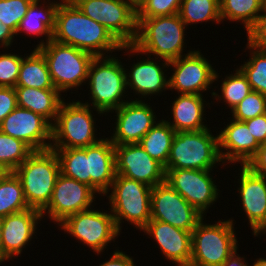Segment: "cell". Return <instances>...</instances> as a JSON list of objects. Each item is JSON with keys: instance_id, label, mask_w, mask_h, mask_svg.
<instances>
[{"instance_id": "cell-41", "label": "cell", "mask_w": 266, "mask_h": 266, "mask_svg": "<svg viewBox=\"0 0 266 266\" xmlns=\"http://www.w3.org/2000/svg\"><path fill=\"white\" fill-rule=\"evenodd\" d=\"M17 107L15 88L0 87V123Z\"/></svg>"}, {"instance_id": "cell-23", "label": "cell", "mask_w": 266, "mask_h": 266, "mask_svg": "<svg viewBox=\"0 0 266 266\" xmlns=\"http://www.w3.org/2000/svg\"><path fill=\"white\" fill-rule=\"evenodd\" d=\"M228 119H231L230 122L217 133L221 160L225 166L236 163L246 166L256 154L260 144L244 122L230 117Z\"/></svg>"}, {"instance_id": "cell-33", "label": "cell", "mask_w": 266, "mask_h": 266, "mask_svg": "<svg viewBox=\"0 0 266 266\" xmlns=\"http://www.w3.org/2000/svg\"><path fill=\"white\" fill-rule=\"evenodd\" d=\"M178 14L186 26L208 21L222 23L220 0H182Z\"/></svg>"}, {"instance_id": "cell-35", "label": "cell", "mask_w": 266, "mask_h": 266, "mask_svg": "<svg viewBox=\"0 0 266 266\" xmlns=\"http://www.w3.org/2000/svg\"><path fill=\"white\" fill-rule=\"evenodd\" d=\"M225 78L221 80L220 92L212 90L213 100L215 98L219 103H224L230 111L238 105L251 91L252 88L247 81L246 76L239 68H236L235 73L224 75ZM214 91V92H213Z\"/></svg>"}, {"instance_id": "cell-27", "label": "cell", "mask_w": 266, "mask_h": 266, "mask_svg": "<svg viewBox=\"0 0 266 266\" xmlns=\"http://www.w3.org/2000/svg\"><path fill=\"white\" fill-rule=\"evenodd\" d=\"M17 106L44 117L51 125L65 97L57 89L16 86Z\"/></svg>"}, {"instance_id": "cell-15", "label": "cell", "mask_w": 266, "mask_h": 266, "mask_svg": "<svg viewBox=\"0 0 266 266\" xmlns=\"http://www.w3.org/2000/svg\"><path fill=\"white\" fill-rule=\"evenodd\" d=\"M203 218L204 215L166 181L152 187L151 220H158L192 232Z\"/></svg>"}, {"instance_id": "cell-43", "label": "cell", "mask_w": 266, "mask_h": 266, "mask_svg": "<svg viewBox=\"0 0 266 266\" xmlns=\"http://www.w3.org/2000/svg\"><path fill=\"white\" fill-rule=\"evenodd\" d=\"M259 144L266 143V113L244 121Z\"/></svg>"}, {"instance_id": "cell-34", "label": "cell", "mask_w": 266, "mask_h": 266, "mask_svg": "<svg viewBox=\"0 0 266 266\" xmlns=\"http://www.w3.org/2000/svg\"><path fill=\"white\" fill-rule=\"evenodd\" d=\"M246 49L249 50V60L239 65V69L246 76L252 91L266 96V48L253 45L247 40Z\"/></svg>"}, {"instance_id": "cell-32", "label": "cell", "mask_w": 266, "mask_h": 266, "mask_svg": "<svg viewBox=\"0 0 266 266\" xmlns=\"http://www.w3.org/2000/svg\"><path fill=\"white\" fill-rule=\"evenodd\" d=\"M60 163V173L90 186L87 147L52 149Z\"/></svg>"}, {"instance_id": "cell-53", "label": "cell", "mask_w": 266, "mask_h": 266, "mask_svg": "<svg viewBox=\"0 0 266 266\" xmlns=\"http://www.w3.org/2000/svg\"><path fill=\"white\" fill-rule=\"evenodd\" d=\"M262 235L266 236V229L260 234L259 237L261 238Z\"/></svg>"}, {"instance_id": "cell-40", "label": "cell", "mask_w": 266, "mask_h": 266, "mask_svg": "<svg viewBox=\"0 0 266 266\" xmlns=\"http://www.w3.org/2000/svg\"><path fill=\"white\" fill-rule=\"evenodd\" d=\"M182 0H144L137 9V18L170 16L179 12Z\"/></svg>"}, {"instance_id": "cell-31", "label": "cell", "mask_w": 266, "mask_h": 266, "mask_svg": "<svg viewBox=\"0 0 266 266\" xmlns=\"http://www.w3.org/2000/svg\"><path fill=\"white\" fill-rule=\"evenodd\" d=\"M23 187L13 171L0 176V218L29 209Z\"/></svg>"}, {"instance_id": "cell-16", "label": "cell", "mask_w": 266, "mask_h": 266, "mask_svg": "<svg viewBox=\"0 0 266 266\" xmlns=\"http://www.w3.org/2000/svg\"><path fill=\"white\" fill-rule=\"evenodd\" d=\"M150 104L145 100H129L110 112L116 117L112 124L113 133L109 136L114 145L139 143L155 125L159 119L152 108L153 105L150 106Z\"/></svg>"}, {"instance_id": "cell-36", "label": "cell", "mask_w": 266, "mask_h": 266, "mask_svg": "<svg viewBox=\"0 0 266 266\" xmlns=\"http://www.w3.org/2000/svg\"><path fill=\"white\" fill-rule=\"evenodd\" d=\"M34 151L24 142L0 131V168L14 171Z\"/></svg>"}, {"instance_id": "cell-52", "label": "cell", "mask_w": 266, "mask_h": 266, "mask_svg": "<svg viewBox=\"0 0 266 266\" xmlns=\"http://www.w3.org/2000/svg\"><path fill=\"white\" fill-rule=\"evenodd\" d=\"M266 14V0L263 1V13Z\"/></svg>"}, {"instance_id": "cell-24", "label": "cell", "mask_w": 266, "mask_h": 266, "mask_svg": "<svg viewBox=\"0 0 266 266\" xmlns=\"http://www.w3.org/2000/svg\"><path fill=\"white\" fill-rule=\"evenodd\" d=\"M97 143L87 146L90 187L104 196L110 191L116 176L115 149L109 137L101 136ZM104 137V138H103Z\"/></svg>"}, {"instance_id": "cell-29", "label": "cell", "mask_w": 266, "mask_h": 266, "mask_svg": "<svg viewBox=\"0 0 266 266\" xmlns=\"http://www.w3.org/2000/svg\"><path fill=\"white\" fill-rule=\"evenodd\" d=\"M264 0H220L221 21L243 24L246 34L256 26L263 13Z\"/></svg>"}, {"instance_id": "cell-8", "label": "cell", "mask_w": 266, "mask_h": 266, "mask_svg": "<svg viewBox=\"0 0 266 266\" xmlns=\"http://www.w3.org/2000/svg\"><path fill=\"white\" fill-rule=\"evenodd\" d=\"M45 57L52 83L60 93L82 89L94 55L54 40L38 49Z\"/></svg>"}, {"instance_id": "cell-42", "label": "cell", "mask_w": 266, "mask_h": 266, "mask_svg": "<svg viewBox=\"0 0 266 266\" xmlns=\"http://www.w3.org/2000/svg\"><path fill=\"white\" fill-rule=\"evenodd\" d=\"M247 40L257 47L266 48V14H261L256 26L248 33Z\"/></svg>"}, {"instance_id": "cell-9", "label": "cell", "mask_w": 266, "mask_h": 266, "mask_svg": "<svg viewBox=\"0 0 266 266\" xmlns=\"http://www.w3.org/2000/svg\"><path fill=\"white\" fill-rule=\"evenodd\" d=\"M206 223L204 218L192 234V255L190 266H221L238 248L234 219Z\"/></svg>"}, {"instance_id": "cell-25", "label": "cell", "mask_w": 266, "mask_h": 266, "mask_svg": "<svg viewBox=\"0 0 266 266\" xmlns=\"http://www.w3.org/2000/svg\"><path fill=\"white\" fill-rule=\"evenodd\" d=\"M171 110V117L168 120H165L176 132L179 131H201L206 128H209L205 124L206 111L205 108L211 109L210 104L217 103L215 101L206 102L204 95L196 94H178L175 95ZM214 102V103H212ZM208 105V107H207ZM170 120V121H169ZM205 120V121H204Z\"/></svg>"}, {"instance_id": "cell-6", "label": "cell", "mask_w": 266, "mask_h": 266, "mask_svg": "<svg viewBox=\"0 0 266 266\" xmlns=\"http://www.w3.org/2000/svg\"><path fill=\"white\" fill-rule=\"evenodd\" d=\"M206 128L201 131L176 132L164 169L211 170L224 168L219 154L218 134Z\"/></svg>"}, {"instance_id": "cell-21", "label": "cell", "mask_w": 266, "mask_h": 266, "mask_svg": "<svg viewBox=\"0 0 266 266\" xmlns=\"http://www.w3.org/2000/svg\"><path fill=\"white\" fill-rule=\"evenodd\" d=\"M148 238L156 241L167 261L176 266L190 265L192 255V234L189 231L174 227L158 220H150L141 230Z\"/></svg>"}, {"instance_id": "cell-5", "label": "cell", "mask_w": 266, "mask_h": 266, "mask_svg": "<svg viewBox=\"0 0 266 266\" xmlns=\"http://www.w3.org/2000/svg\"><path fill=\"white\" fill-rule=\"evenodd\" d=\"M110 190L103 197L108 198V206L111 207L108 210L118 230L121 232L122 223L127 221V224L141 231L151 220L152 187L116 174Z\"/></svg>"}, {"instance_id": "cell-49", "label": "cell", "mask_w": 266, "mask_h": 266, "mask_svg": "<svg viewBox=\"0 0 266 266\" xmlns=\"http://www.w3.org/2000/svg\"><path fill=\"white\" fill-rule=\"evenodd\" d=\"M255 262L253 263L252 266H266V258H257L256 260H254Z\"/></svg>"}, {"instance_id": "cell-11", "label": "cell", "mask_w": 266, "mask_h": 266, "mask_svg": "<svg viewBox=\"0 0 266 266\" xmlns=\"http://www.w3.org/2000/svg\"><path fill=\"white\" fill-rule=\"evenodd\" d=\"M88 17L103 25L122 44L137 37V9L131 0H70Z\"/></svg>"}, {"instance_id": "cell-30", "label": "cell", "mask_w": 266, "mask_h": 266, "mask_svg": "<svg viewBox=\"0 0 266 266\" xmlns=\"http://www.w3.org/2000/svg\"><path fill=\"white\" fill-rule=\"evenodd\" d=\"M175 134L176 131L161 118L143 136L139 144L154 160L165 168Z\"/></svg>"}, {"instance_id": "cell-14", "label": "cell", "mask_w": 266, "mask_h": 266, "mask_svg": "<svg viewBox=\"0 0 266 266\" xmlns=\"http://www.w3.org/2000/svg\"><path fill=\"white\" fill-rule=\"evenodd\" d=\"M97 196L90 186L60 173L50 202L41 213L44 220L46 216L54 224L59 225L67 217L95 207L93 205L97 204L95 203Z\"/></svg>"}, {"instance_id": "cell-26", "label": "cell", "mask_w": 266, "mask_h": 266, "mask_svg": "<svg viewBox=\"0 0 266 266\" xmlns=\"http://www.w3.org/2000/svg\"><path fill=\"white\" fill-rule=\"evenodd\" d=\"M59 3L60 0H33L28 12L21 19L15 37L21 33H26L28 36L34 35L36 38L44 36L45 41L43 38L40 39L39 44L34 49H39L51 41L53 39V31L55 30L56 12Z\"/></svg>"}, {"instance_id": "cell-50", "label": "cell", "mask_w": 266, "mask_h": 266, "mask_svg": "<svg viewBox=\"0 0 266 266\" xmlns=\"http://www.w3.org/2000/svg\"><path fill=\"white\" fill-rule=\"evenodd\" d=\"M133 5L137 8L144 0H131Z\"/></svg>"}, {"instance_id": "cell-2", "label": "cell", "mask_w": 266, "mask_h": 266, "mask_svg": "<svg viewBox=\"0 0 266 266\" xmlns=\"http://www.w3.org/2000/svg\"><path fill=\"white\" fill-rule=\"evenodd\" d=\"M189 29L179 14L137 18V37L133 44L123 45L121 51L134 57L135 55L156 56L168 62L186 55L187 48L185 30ZM186 46V47H185ZM134 55V56H133Z\"/></svg>"}, {"instance_id": "cell-47", "label": "cell", "mask_w": 266, "mask_h": 266, "mask_svg": "<svg viewBox=\"0 0 266 266\" xmlns=\"http://www.w3.org/2000/svg\"><path fill=\"white\" fill-rule=\"evenodd\" d=\"M238 249L235 250L221 266H251L245 259V256H239Z\"/></svg>"}, {"instance_id": "cell-3", "label": "cell", "mask_w": 266, "mask_h": 266, "mask_svg": "<svg viewBox=\"0 0 266 266\" xmlns=\"http://www.w3.org/2000/svg\"><path fill=\"white\" fill-rule=\"evenodd\" d=\"M123 65L125 64L115 55L94 57L86 82L87 88L90 89L88 95L91 102L87 100L83 103L107 116L111 111L128 102L131 98L127 95L126 73Z\"/></svg>"}, {"instance_id": "cell-22", "label": "cell", "mask_w": 266, "mask_h": 266, "mask_svg": "<svg viewBox=\"0 0 266 266\" xmlns=\"http://www.w3.org/2000/svg\"><path fill=\"white\" fill-rule=\"evenodd\" d=\"M43 219L41 211L35 208L10 214L1 218L2 239L1 246L10 259L21 256L24 249L37 234V227ZM39 221V222H38Z\"/></svg>"}, {"instance_id": "cell-7", "label": "cell", "mask_w": 266, "mask_h": 266, "mask_svg": "<svg viewBox=\"0 0 266 266\" xmlns=\"http://www.w3.org/2000/svg\"><path fill=\"white\" fill-rule=\"evenodd\" d=\"M13 172L21 182L28 206L42 211L50 202L60 175V163L55 151H34Z\"/></svg>"}, {"instance_id": "cell-45", "label": "cell", "mask_w": 266, "mask_h": 266, "mask_svg": "<svg viewBox=\"0 0 266 266\" xmlns=\"http://www.w3.org/2000/svg\"><path fill=\"white\" fill-rule=\"evenodd\" d=\"M98 266V265H97ZM99 266H136L133 256L127 255L118 248L112 253L111 257Z\"/></svg>"}, {"instance_id": "cell-37", "label": "cell", "mask_w": 266, "mask_h": 266, "mask_svg": "<svg viewBox=\"0 0 266 266\" xmlns=\"http://www.w3.org/2000/svg\"><path fill=\"white\" fill-rule=\"evenodd\" d=\"M232 119L244 122L266 113V96L251 91L231 112Z\"/></svg>"}, {"instance_id": "cell-1", "label": "cell", "mask_w": 266, "mask_h": 266, "mask_svg": "<svg viewBox=\"0 0 266 266\" xmlns=\"http://www.w3.org/2000/svg\"><path fill=\"white\" fill-rule=\"evenodd\" d=\"M97 56L114 55L123 46L103 25L85 15L70 1H60L53 39ZM107 53V54H106Z\"/></svg>"}, {"instance_id": "cell-39", "label": "cell", "mask_w": 266, "mask_h": 266, "mask_svg": "<svg viewBox=\"0 0 266 266\" xmlns=\"http://www.w3.org/2000/svg\"><path fill=\"white\" fill-rule=\"evenodd\" d=\"M5 52V53H4ZM26 54L0 51V87L15 88L22 59Z\"/></svg>"}, {"instance_id": "cell-19", "label": "cell", "mask_w": 266, "mask_h": 266, "mask_svg": "<svg viewBox=\"0 0 266 266\" xmlns=\"http://www.w3.org/2000/svg\"><path fill=\"white\" fill-rule=\"evenodd\" d=\"M51 126L41 115L17 106L0 123V131L42 151L51 147Z\"/></svg>"}, {"instance_id": "cell-20", "label": "cell", "mask_w": 266, "mask_h": 266, "mask_svg": "<svg viewBox=\"0 0 266 266\" xmlns=\"http://www.w3.org/2000/svg\"><path fill=\"white\" fill-rule=\"evenodd\" d=\"M236 176L239 204L242 205L252 235L258 237L266 229V177L253 173L247 166H241Z\"/></svg>"}, {"instance_id": "cell-54", "label": "cell", "mask_w": 266, "mask_h": 266, "mask_svg": "<svg viewBox=\"0 0 266 266\" xmlns=\"http://www.w3.org/2000/svg\"><path fill=\"white\" fill-rule=\"evenodd\" d=\"M5 171L0 168V176L4 173Z\"/></svg>"}, {"instance_id": "cell-13", "label": "cell", "mask_w": 266, "mask_h": 266, "mask_svg": "<svg viewBox=\"0 0 266 266\" xmlns=\"http://www.w3.org/2000/svg\"><path fill=\"white\" fill-rule=\"evenodd\" d=\"M212 171V169H165V181L205 216L209 207L212 208L221 197L220 186L216 185V180L211 175Z\"/></svg>"}, {"instance_id": "cell-51", "label": "cell", "mask_w": 266, "mask_h": 266, "mask_svg": "<svg viewBox=\"0 0 266 266\" xmlns=\"http://www.w3.org/2000/svg\"><path fill=\"white\" fill-rule=\"evenodd\" d=\"M1 239H2V222L0 218V244H1Z\"/></svg>"}, {"instance_id": "cell-46", "label": "cell", "mask_w": 266, "mask_h": 266, "mask_svg": "<svg viewBox=\"0 0 266 266\" xmlns=\"http://www.w3.org/2000/svg\"><path fill=\"white\" fill-rule=\"evenodd\" d=\"M16 40L15 33L5 24L0 21V48L7 49L13 46Z\"/></svg>"}, {"instance_id": "cell-10", "label": "cell", "mask_w": 266, "mask_h": 266, "mask_svg": "<svg viewBox=\"0 0 266 266\" xmlns=\"http://www.w3.org/2000/svg\"><path fill=\"white\" fill-rule=\"evenodd\" d=\"M93 208L67 217L57 227L64 230V234L71 235L78 243H83L84 246L93 250L92 252L100 255L107 249L108 244L115 242L121 233L111 211Z\"/></svg>"}, {"instance_id": "cell-18", "label": "cell", "mask_w": 266, "mask_h": 266, "mask_svg": "<svg viewBox=\"0 0 266 266\" xmlns=\"http://www.w3.org/2000/svg\"><path fill=\"white\" fill-rule=\"evenodd\" d=\"M116 174L147 184L165 182L164 167L154 160L139 143L114 145Z\"/></svg>"}, {"instance_id": "cell-17", "label": "cell", "mask_w": 266, "mask_h": 266, "mask_svg": "<svg viewBox=\"0 0 266 266\" xmlns=\"http://www.w3.org/2000/svg\"><path fill=\"white\" fill-rule=\"evenodd\" d=\"M145 57L147 58L139 57L140 60L137 59L136 63L133 62L132 66H128L130 70L125 68L127 89L133 90L128 92V95L130 93H133V96L138 95V98L135 96V99L131 100H143V97L147 100L148 97L151 101L154 95V97L158 94L162 96L163 92L169 91L170 72H166L169 71V62L156 57L151 58L149 55Z\"/></svg>"}, {"instance_id": "cell-28", "label": "cell", "mask_w": 266, "mask_h": 266, "mask_svg": "<svg viewBox=\"0 0 266 266\" xmlns=\"http://www.w3.org/2000/svg\"><path fill=\"white\" fill-rule=\"evenodd\" d=\"M16 86L55 89L47 61L38 49L23 57Z\"/></svg>"}, {"instance_id": "cell-48", "label": "cell", "mask_w": 266, "mask_h": 266, "mask_svg": "<svg viewBox=\"0 0 266 266\" xmlns=\"http://www.w3.org/2000/svg\"><path fill=\"white\" fill-rule=\"evenodd\" d=\"M10 260L9 256L4 252L3 247L0 245V265H2L3 262L7 263V261L9 262Z\"/></svg>"}, {"instance_id": "cell-44", "label": "cell", "mask_w": 266, "mask_h": 266, "mask_svg": "<svg viewBox=\"0 0 266 266\" xmlns=\"http://www.w3.org/2000/svg\"><path fill=\"white\" fill-rule=\"evenodd\" d=\"M246 166L253 173L266 177V143L260 144L256 154Z\"/></svg>"}, {"instance_id": "cell-4", "label": "cell", "mask_w": 266, "mask_h": 266, "mask_svg": "<svg viewBox=\"0 0 266 266\" xmlns=\"http://www.w3.org/2000/svg\"><path fill=\"white\" fill-rule=\"evenodd\" d=\"M59 107L58 114L51 126L50 149H68L87 147L102 139L97 136L96 118L93 111L103 117L104 113L81 102L65 101ZM93 109V110H92ZM96 119V120H95Z\"/></svg>"}, {"instance_id": "cell-12", "label": "cell", "mask_w": 266, "mask_h": 266, "mask_svg": "<svg viewBox=\"0 0 266 266\" xmlns=\"http://www.w3.org/2000/svg\"><path fill=\"white\" fill-rule=\"evenodd\" d=\"M186 55L169 62V90L177 94L203 95L210 92L212 84L219 79L218 71L201 53V50L189 49ZM210 62V63H209ZM172 67V68H171ZM208 90V91H207Z\"/></svg>"}, {"instance_id": "cell-38", "label": "cell", "mask_w": 266, "mask_h": 266, "mask_svg": "<svg viewBox=\"0 0 266 266\" xmlns=\"http://www.w3.org/2000/svg\"><path fill=\"white\" fill-rule=\"evenodd\" d=\"M33 0H0V21L16 33Z\"/></svg>"}]
</instances>
